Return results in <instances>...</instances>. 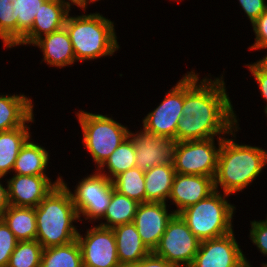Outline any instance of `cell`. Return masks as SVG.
Returning a JSON list of instances; mask_svg holds the SVG:
<instances>
[{
    "mask_svg": "<svg viewBox=\"0 0 267 267\" xmlns=\"http://www.w3.org/2000/svg\"><path fill=\"white\" fill-rule=\"evenodd\" d=\"M199 78L195 70L184 75L183 116L176 129V142L224 138L239 125L224 76Z\"/></svg>",
    "mask_w": 267,
    "mask_h": 267,
    "instance_id": "cell-1",
    "label": "cell"
},
{
    "mask_svg": "<svg viewBox=\"0 0 267 267\" xmlns=\"http://www.w3.org/2000/svg\"><path fill=\"white\" fill-rule=\"evenodd\" d=\"M239 125L230 133L233 138L224 137L219 151L214 189L233 195L248 188L261 175L267 165V151L259 146L235 142ZM220 186V188H219Z\"/></svg>",
    "mask_w": 267,
    "mask_h": 267,
    "instance_id": "cell-2",
    "label": "cell"
},
{
    "mask_svg": "<svg viewBox=\"0 0 267 267\" xmlns=\"http://www.w3.org/2000/svg\"><path fill=\"white\" fill-rule=\"evenodd\" d=\"M67 186L61 178V182L35 207L36 240L43 249L66 245L77 239L79 231L73 222L84 219H79Z\"/></svg>",
    "mask_w": 267,
    "mask_h": 267,
    "instance_id": "cell-3",
    "label": "cell"
},
{
    "mask_svg": "<svg viewBox=\"0 0 267 267\" xmlns=\"http://www.w3.org/2000/svg\"><path fill=\"white\" fill-rule=\"evenodd\" d=\"M76 61L113 56L119 50L114 22L100 13L68 14L65 25Z\"/></svg>",
    "mask_w": 267,
    "mask_h": 267,
    "instance_id": "cell-4",
    "label": "cell"
},
{
    "mask_svg": "<svg viewBox=\"0 0 267 267\" xmlns=\"http://www.w3.org/2000/svg\"><path fill=\"white\" fill-rule=\"evenodd\" d=\"M228 196L214 190L206 198L179 213L200 241L219 238L234 231L232 219L236 207L226 200Z\"/></svg>",
    "mask_w": 267,
    "mask_h": 267,
    "instance_id": "cell-5",
    "label": "cell"
},
{
    "mask_svg": "<svg viewBox=\"0 0 267 267\" xmlns=\"http://www.w3.org/2000/svg\"><path fill=\"white\" fill-rule=\"evenodd\" d=\"M76 116L82 129L83 146L93 158L98 170L128 138L130 130L108 115L80 110L76 112Z\"/></svg>",
    "mask_w": 267,
    "mask_h": 267,
    "instance_id": "cell-6",
    "label": "cell"
},
{
    "mask_svg": "<svg viewBox=\"0 0 267 267\" xmlns=\"http://www.w3.org/2000/svg\"><path fill=\"white\" fill-rule=\"evenodd\" d=\"M214 139L218 141L217 147ZM223 139L175 142L172 157L175 172L208 176L214 179Z\"/></svg>",
    "mask_w": 267,
    "mask_h": 267,
    "instance_id": "cell-7",
    "label": "cell"
},
{
    "mask_svg": "<svg viewBox=\"0 0 267 267\" xmlns=\"http://www.w3.org/2000/svg\"><path fill=\"white\" fill-rule=\"evenodd\" d=\"M199 245L200 240L190 231L181 216L175 214L153 253L178 267H190Z\"/></svg>",
    "mask_w": 267,
    "mask_h": 267,
    "instance_id": "cell-8",
    "label": "cell"
},
{
    "mask_svg": "<svg viewBox=\"0 0 267 267\" xmlns=\"http://www.w3.org/2000/svg\"><path fill=\"white\" fill-rule=\"evenodd\" d=\"M77 184L73 192L69 190L79 219L82 215L90 222L101 221L111 200L112 181L97 171L83 177Z\"/></svg>",
    "mask_w": 267,
    "mask_h": 267,
    "instance_id": "cell-9",
    "label": "cell"
},
{
    "mask_svg": "<svg viewBox=\"0 0 267 267\" xmlns=\"http://www.w3.org/2000/svg\"><path fill=\"white\" fill-rule=\"evenodd\" d=\"M184 76L166 92L162 102L142 120L143 128L176 142V129L183 116Z\"/></svg>",
    "mask_w": 267,
    "mask_h": 267,
    "instance_id": "cell-10",
    "label": "cell"
},
{
    "mask_svg": "<svg viewBox=\"0 0 267 267\" xmlns=\"http://www.w3.org/2000/svg\"><path fill=\"white\" fill-rule=\"evenodd\" d=\"M86 230L85 235L78 232L76 239L81 249L83 267H121L112 228L97 224Z\"/></svg>",
    "mask_w": 267,
    "mask_h": 267,
    "instance_id": "cell-11",
    "label": "cell"
},
{
    "mask_svg": "<svg viewBox=\"0 0 267 267\" xmlns=\"http://www.w3.org/2000/svg\"><path fill=\"white\" fill-rule=\"evenodd\" d=\"M231 233L200 241L198 252L190 267H252Z\"/></svg>",
    "mask_w": 267,
    "mask_h": 267,
    "instance_id": "cell-12",
    "label": "cell"
},
{
    "mask_svg": "<svg viewBox=\"0 0 267 267\" xmlns=\"http://www.w3.org/2000/svg\"><path fill=\"white\" fill-rule=\"evenodd\" d=\"M62 176L54 182L47 175H18L6 181L9 205L35 208L61 182Z\"/></svg>",
    "mask_w": 267,
    "mask_h": 267,
    "instance_id": "cell-13",
    "label": "cell"
},
{
    "mask_svg": "<svg viewBox=\"0 0 267 267\" xmlns=\"http://www.w3.org/2000/svg\"><path fill=\"white\" fill-rule=\"evenodd\" d=\"M128 137L134 144L136 167L140 170L147 171L157 165L172 162L175 141L148 132L144 128L135 133L130 130Z\"/></svg>",
    "mask_w": 267,
    "mask_h": 267,
    "instance_id": "cell-14",
    "label": "cell"
},
{
    "mask_svg": "<svg viewBox=\"0 0 267 267\" xmlns=\"http://www.w3.org/2000/svg\"><path fill=\"white\" fill-rule=\"evenodd\" d=\"M163 202L139 203L133 223L146 247L153 252L165 232L169 221L176 214L168 212Z\"/></svg>",
    "mask_w": 267,
    "mask_h": 267,
    "instance_id": "cell-15",
    "label": "cell"
},
{
    "mask_svg": "<svg viewBox=\"0 0 267 267\" xmlns=\"http://www.w3.org/2000/svg\"><path fill=\"white\" fill-rule=\"evenodd\" d=\"M214 190L212 177L176 173L168 200L177 207L173 211L179 214L187 207L206 198Z\"/></svg>",
    "mask_w": 267,
    "mask_h": 267,
    "instance_id": "cell-16",
    "label": "cell"
},
{
    "mask_svg": "<svg viewBox=\"0 0 267 267\" xmlns=\"http://www.w3.org/2000/svg\"><path fill=\"white\" fill-rule=\"evenodd\" d=\"M71 6L68 0H46L35 15L31 30L16 46L32 45L41 36L63 28Z\"/></svg>",
    "mask_w": 267,
    "mask_h": 267,
    "instance_id": "cell-17",
    "label": "cell"
},
{
    "mask_svg": "<svg viewBox=\"0 0 267 267\" xmlns=\"http://www.w3.org/2000/svg\"><path fill=\"white\" fill-rule=\"evenodd\" d=\"M32 46L40 48L43 53L42 61L55 68L68 67L77 62L65 27L41 36Z\"/></svg>",
    "mask_w": 267,
    "mask_h": 267,
    "instance_id": "cell-18",
    "label": "cell"
},
{
    "mask_svg": "<svg viewBox=\"0 0 267 267\" xmlns=\"http://www.w3.org/2000/svg\"><path fill=\"white\" fill-rule=\"evenodd\" d=\"M121 267H131L151 253L143 243L133 222L112 228Z\"/></svg>",
    "mask_w": 267,
    "mask_h": 267,
    "instance_id": "cell-19",
    "label": "cell"
},
{
    "mask_svg": "<svg viewBox=\"0 0 267 267\" xmlns=\"http://www.w3.org/2000/svg\"><path fill=\"white\" fill-rule=\"evenodd\" d=\"M24 94H0V132L23 126L34 115V104Z\"/></svg>",
    "mask_w": 267,
    "mask_h": 267,
    "instance_id": "cell-20",
    "label": "cell"
},
{
    "mask_svg": "<svg viewBox=\"0 0 267 267\" xmlns=\"http://www.w3.org/2000/svg\"><path fill=\"white\" fill-rule=\"evenodd\" d=\"M34 119L33 115L23 126L0 132V176L5 178L13 170L21 148L31 138L29 123Z\"/></svg>",
    "mask_w": 267,
    "mask_h": 267,
    "instance_id": "cell-21",
    "label": "cell"
},
{
    "mask_svg": "<svg viewBox=\"0 0 267 267\" xmlns=\"http://www.w3.org/2000/svg\"><path fill=\"white\" fill-rule=\"evenodd\" d=\"M175 174L172 162L145 171L146 202L167 203Z\"/></svg>",
    "mask_w": 267,
    "mask_h": 267,
    "instance_id": "cell-22",
    "label": "cell"
},
{
    "mask_svg": "<svg viewBox=\"0 0 267 267\" xmlns=\"http://www.w3.org/2000/svg\"><path fill=\"white\" fill-rule=\"evenodd\" d=\"M30 138L21 148L15 161L12 173L18 175H47L49 164V150L34 143Z\"/></svg>",
    "mask_w": 267,
    "mask_h": 267,
    "instance_id": "cell-23",
    "label": "cell"
},
{
    "mask_svg": "<svg viewBox=\"0 0 267 267\" xmlns=\"http://www.w3.org/2000/svg\"><path fill=\"white\" fill-rule=\"evenodd\" d=\"M2 220L18 241L36 240L35 208L9 205L3 214Z\"/></svg>",
    "mask_w": 267,
    "mask_h": 267,
    "instance_id": "cell-24",
    "label": "cell"
},
{
    "mask_svg": "<svg viewBox=\"0 0 267 267\" xmlns=\"http://www.w3.org/2000/svg\"><path fill=\"white\" fill-rule=\"evenodd\" d=\"M138 205L139 203L136 200L128 198L113 189L110 203L101 218L105 221H100L101 223L98 225L113 228L117 225L133 222Z\"/></svg>",
    "mask_w": 267,
    "mask_h": 267,
    "instance_id": "cell-25",
    "label": "cell"
},
{
    "mask_svg": "<svg viewBox=\"0 0 267 267\" xmlns=\"http://www.w3.org/2000/svg\"><path fill=\"white\" fill-rule=\"evenodd\" d=\"M40 267H83L77 240L66 245L43 249Z\"/></svg>",
    "mask_w": 267,
    "mask_h": 267,
    "instance_id": "cell-26",
    "label": "cell"
},
{
    "mask_svg": "<svg viewBox=\"0 0 267 267\" xmlns=\"http://www.w3.org/2000/svg\"><path fill=\"white\" fill-rule=\"evenodd\" d=\"M104 167L107 168V171ZM134 167H136L135 147L132 140L128 137L110 155L108 160L98 170L95 171H98L100 174L112 181L122 172Z\"/></svg>",
    "mask_w": 267,
    "mask_h": 267,
    "instance_id": "cell-27",
    "label": "cell"
},
{
    "mask_svg": "<svg viewBox=\"0 0 267 267\" xmlns=\"http://www.w3.org/2000/svg\"><path fill=\"white\" fill-rule=\"evenodd\" d=\"M144 175L145 171L137 167L122 172L112 180L114 189L138 203H146Z\"/></svg>",
    "mask_w": 267,
    "mask_h": 267,
    "instance_id": "cell-28",
    "label": "cell"
},
{
    "mask_svg": "<svg viewBox=\"0 0 267 267\" xmlns=\"http://www.w3.org/2000/svg\"><path fill=\"white\" fill-rule=\"evenodd\" d=\"M46 0H12L13 15L17 18V44L31 30L35 15Z\"/></svg>",
    "mask_w": 267,
    "mask_h": 267,
    "instance_id": "cell-29",
    "label": "cell"
},
{
    "mask_svg": "<svg viewBox=\"0 0 267 267\" xmlns=\"http://www.w3.org/2000/svg\"><path fill=\"white\" fill-rule=\"evenodd\" d=\"M42 251L37 240L18 241L7 267H40Z\"/></svg>",
    "mask_w": 267,
    "mask_h": 267,
    "instance_id": "cell-30",
    "label": "cell"
},
{
    "mask_svg": "<svg viewBox=\"0 0 267 267\" xmlns=\"http://www.w3.org/2000/svg\"><path fill=\"white\" fill-rule=\"evenodd\" d=\"M0 34L12 46L17 45V18H14L12 0H0Z\"/></svg>",
    "mask_w": 267,
    "mask_h": 267,
    "instance_id": "cell-31",
    "label": "cell"
},
{
    "mask_svg": "<svg viewBox=\"0 0 267 267\" xmlns=\"http://www.w3.org/2000/svg\"><path fill=\"white\" fill-rule=\"evenodd\" d=\"M18 240L3 220H0V267H7Z\"/></svg>",
    "mask_w": 267,
    "mask_h": 267,
    "instance_id": "cell-32",
    "label": "cell"
},
{
    "mask_svg": "<svg viewBox=\"0 0 267 267\" xmlns=\"http://www.w3.org/2000/svg\"><path fill=\"white\" fill-rule=\"evenodd\" d=\"M246 66L258 84V88L261 93L260 95H262V98L266 101L264 113L267 117V57H263L251 64L248 63L245 67Z\"/></svg>",
    "mask_w": 267,
    "mask_h": 267,
    "instance_id": "cell-33",
    "label": "cell"
},
{
    "mask_svg": "<svg viewBox=\"0 0 267 267\" xmlns=\"http://www.w3.org/2000/svg\"><path fill=\"white\" fill-rule=\"evenodd\" d=\"M250 225V240L256 245L261 254L267 256V218L265 220L250 221Z\"/></svg>",
    "mask_w": 267,
    "mask_h": 267,
    "instance_id": "cell-34",
    "label": "cell"
},
{
    "mask_svg": "<svg viewBox=\"0 0 267 267\" xmlns=\"http://www.w3.org/2000/svg\"><path fill=\"white\" fill-rule=\"evenodd\" d=\"M255 42L248 49H267V9L252 23ZM267 57V54L264 56Z\"/></svg>",
    "mask_w": 267,
    "mask_h": 267,
    "instance_id": "cell-35",
    "label": "cell"
},
{
    "mask_svg": "<svg viewBox=\"0 0 267 267\" xmlns=\"http://www.w3.org/2000/svg\"><path fill=\"white\" fill-rule=\"evenodd\" d=\"M251 24L267 9L266 0H238Z\"/></svg>",
    "mask_w": 267,
    "mask_h": 267,
    "instance_id": "cell-36",
    "label": "cell"
},
{
    "mask_svg": "<svg viewBox=\"0 0 267 267\" xmlns=\"http://www.w3.org/2000/svg\"><path fill=\"white\" fill-rule=\"evenodd\" d=\"M131 267H178L169 263L166 259L155 255L151 252L149 255L141 259L137 264Z\"/></svg>",
    "mask_w": 267,
    "mask_h": 267,
    "instance_id": "cell-37",
    "label": "cell"
},
{
    "mask_svg": "<svg viewBox=\"0 0 267 267\" xmlns=\"http://www.w3.org/2000/svg\"><path fill=\"white\" fill-rule=\"evenodd\" d=\"M1 178L3 179V177L0 176V220H2L3 214L9 206L8 185L5 187L1 182Z\"/></svg>",
    "mask_w": 267,
    "mask_h": 267,
    "instance_id": "cell-38",
    "label": "cell"
},
{
    "mask_svg": "<svg viewBox=\"0 0 267 267\" xmlns=\"http://www.w3.org/2000/svg\"><path fill=\"white\" fill-rule=\"evenodd\" d=\"M98 1H100V0H79L75 4V6L78 7V8L80 7V9L82 8L81 10H84L83 12H85L88 4H92V3L98 2Z\"/></svg>",
    "mask_w": 267,
    "mask_h": 267,
    "instance_id": "cell-39",
    "label": "cell"
},
{
    "mask_svg": "<svg viewBox=\"0 0 267 267\" xmlns=\"http://www.w3.org/2000/svg\"><path fill=\"white\" fill-rule=\"evenodd\" d=\"M0 39L2 40V42H3V47H5V48H13L4 38H3V36L0 34Z\"/></svg>",
    "mask_w": 267,
    "mask_h": 267,
    "instance_id": "cell-40",
    "label": "cell"
},
{
    "mask_svg": "<svg viewBox=\"0 0 267 267\" xmlns=\"http://www.w3.org/2000/svg\"><path fill=\"white\" fill-rule=\"evenodd\" d=\"M72 5H75L79 0H68Z\"/></svg>",
    "mask_w": 267,
    "mask_h": 267,
    "instance_id": "cell-41",
    "label": "cell"
},
{
    "mask_svg": "<svg viewBox=\"0 0 267 267\" xmlns=\"http://www.w3.org/2000/svg\"><path fill=\"white\" fill-rule=\"evenodd\" d=\"M262 267H267V263H262Z\"/></svg>",
    "mask_w": 267,
    "mask_h": 267,
    "instance_id": "cell-42",
    "label": "cell"
}]
</instances>
